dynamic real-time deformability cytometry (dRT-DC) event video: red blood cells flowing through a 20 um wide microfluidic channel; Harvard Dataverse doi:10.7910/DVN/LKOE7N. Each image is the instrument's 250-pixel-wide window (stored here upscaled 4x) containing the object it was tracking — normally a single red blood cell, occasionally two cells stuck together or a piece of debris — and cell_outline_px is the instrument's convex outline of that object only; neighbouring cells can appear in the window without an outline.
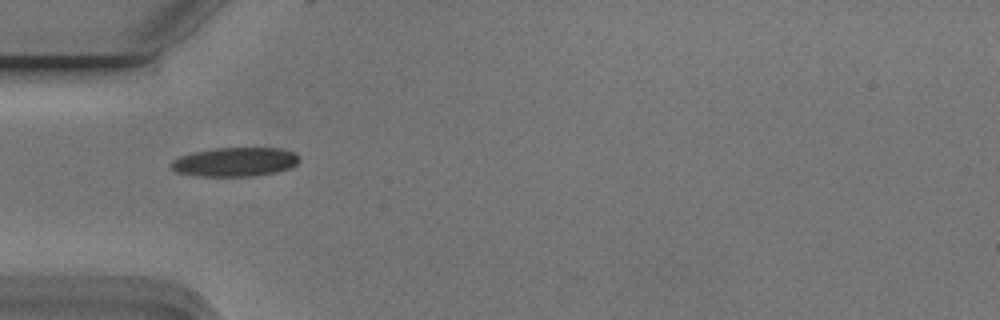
{"species": "Egyptian fruit bat (a non-hibernating species)", "species_latin": "Rousettus aegyptiacus", "temperature_condition": "cold", "stored_images_in_passage": 1, "camera_frame_rate_fps": 3000, "um_per_image_px": 0.085, "animal": {"sex": "male"}, "frame": {"image": 1, "passage_image": 1, "time_ms": 0.0, "image_size_px": [1000, 320], "cell_outline_px": [[300, 160], [292, 168], [276, 172], [256, 176], [196, 176], [176, 172], [168, 164], [172, 160], [180, 156], [192, 152], [216, 148], [280, 148], [296, 152], [300, 156]], "centroid_in_image_um": [20.0, 13.76], "position_along_channel_um": 65.0, "area_um2": 22.02}}